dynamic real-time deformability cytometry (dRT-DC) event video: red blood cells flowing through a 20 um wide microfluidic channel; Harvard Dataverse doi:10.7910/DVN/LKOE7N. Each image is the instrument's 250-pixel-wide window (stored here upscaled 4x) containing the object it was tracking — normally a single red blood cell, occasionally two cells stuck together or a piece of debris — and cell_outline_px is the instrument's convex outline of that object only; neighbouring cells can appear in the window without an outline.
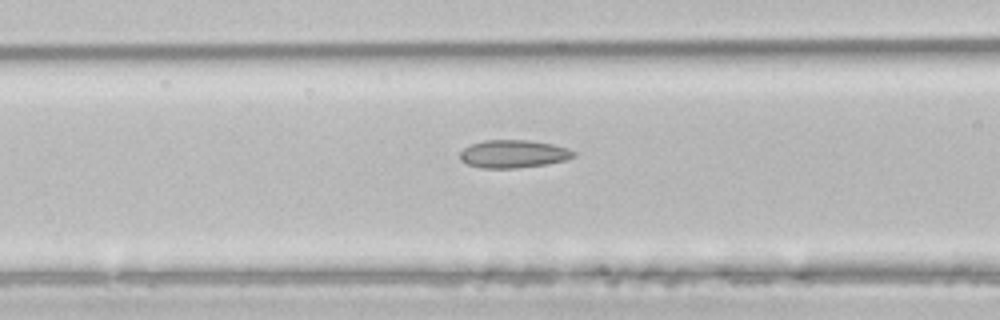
{"species": "common noctule bat (a hibernating species)", "species_latin": "Nyctalus noctula", "temperature_condition": "room temperature", "stored_images_in_passage": 4, "segment_of_instrument_passage": [2, 2], "camera_frame_rate_fps": 3000, "um_per_image_px": 0.085, "animal": {"sex": "male", "body_mass_g": 21.5, "forearm_length_mm": 52.0}, "frame": {"image": 1, "passage_image": 4, "time_ms": 1.0, "image_size_px": [1000, 320], "cell_outline_px": [[576, 156], [564, 160], [548, 164], [516, 168], [480, 168], [468, 164], [460, 160], [460, 152], [464, 148], [472, 144], [484, 140], [528, 140], [552, 144], [568, 148], [576, 152]], "centroid_in_image_um": [43.65, 13.08], "position_along_channel_um": 123.0, "area_um2": 18.5}}